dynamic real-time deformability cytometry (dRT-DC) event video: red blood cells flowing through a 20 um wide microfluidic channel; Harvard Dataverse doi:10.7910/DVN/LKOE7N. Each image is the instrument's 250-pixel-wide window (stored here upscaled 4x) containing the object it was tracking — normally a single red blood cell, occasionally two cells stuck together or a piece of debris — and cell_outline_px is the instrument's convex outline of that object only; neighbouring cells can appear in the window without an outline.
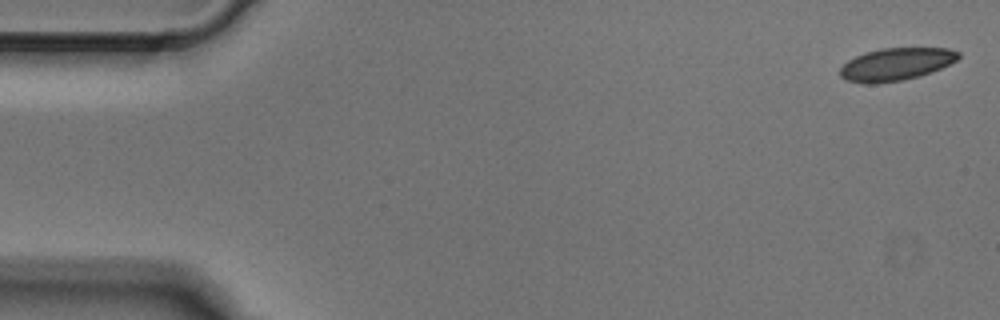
{"species": "Egyptian fruit bat (a non-hibernating species)", "species_latin": "Rousettus aegyptiacus", "temperature_condition": "cold", "stored_images_in_passage": 5, "camera_frame_rate_fps": 3000, "um_per_image_px": 0.085, "animal": {"sex": "male"}, "frame": {"image": 1, "passage_image": 1, "time_ms": 0.0, "image_size_px": [1000, 320], "cell_outline_px": [[960, 56], [956, 60], [940, 68], [920, 76], [904, 80], [876, 84], [864, 84], [848, 80], [840, 76], [840, 68], [848, 60], [864, 52], [880, 48], [948, 48], [960, 52]], "centroid_in_image_um": [76.14, 5.46], "position_along_channel_um": 8.9, "area_um2": 22.48}}
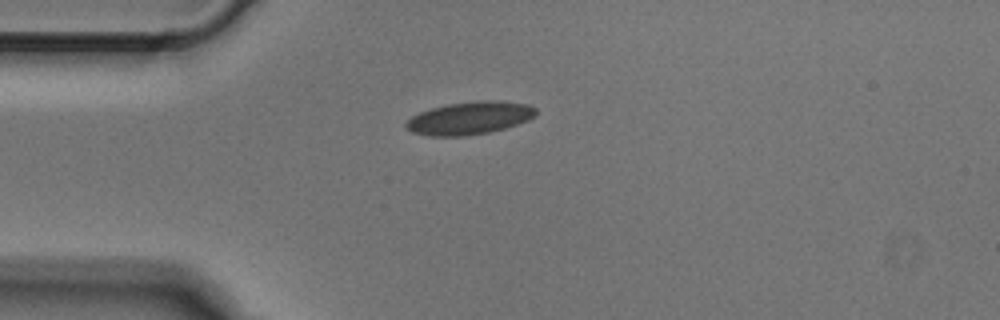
{"frame": {"image": 2, "passage_image": 4, "time_ms": 1.0, "image_size_px": [1000, 320], "cell_outline_px": [[536, 116], [528, 120], [504, 128], [488, 132], [464, 136], [428, 136], [412, 132], [404, 128], [404, 124], [412, 116], [420, 112], [432, 108], [448, 104], [480, 100], [500, 100], [528, 104], [536, 108]], "centroid_in_image_um": [39.91, 10.03], "position_along_channel_um": 45.1, "area_um2": 24.85}}